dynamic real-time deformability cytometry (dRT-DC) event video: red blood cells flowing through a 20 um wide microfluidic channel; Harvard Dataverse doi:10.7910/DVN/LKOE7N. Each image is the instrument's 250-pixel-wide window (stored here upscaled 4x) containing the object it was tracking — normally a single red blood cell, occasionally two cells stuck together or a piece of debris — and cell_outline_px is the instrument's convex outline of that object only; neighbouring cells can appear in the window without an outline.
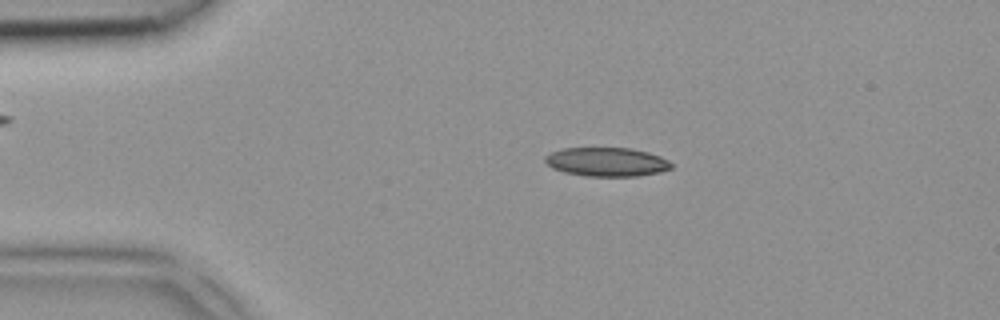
{"species": "common noctule bat (a hibernating species)", "species_latin": "Nyctalus noctula", "temperature_condition": "room temperature", "stored_images_in_passage": 4, "camera_frame_rate_fps": 3000, "um_per_image_px": 0.085, "animal": {"sex": "female", "body_mass_g": 18.4}, "frame": {"image": 1, "passage_image": 3, "time_ms": 0.667, "image_size_px": [1000, 320], "cell_outline_px": [[672, 168], [660, 172], [636, 176], [584, 176], [564, 172], [552, 168], [544, 160], [544, 156], [560, 148], [632, 148], [648, 152], [660, 156], [668, 160], [672, 164]], "centroid_in_image_um": [51.56, 13.76], "position_along_channel_um": 33.4, "area_um2": 21.33}}